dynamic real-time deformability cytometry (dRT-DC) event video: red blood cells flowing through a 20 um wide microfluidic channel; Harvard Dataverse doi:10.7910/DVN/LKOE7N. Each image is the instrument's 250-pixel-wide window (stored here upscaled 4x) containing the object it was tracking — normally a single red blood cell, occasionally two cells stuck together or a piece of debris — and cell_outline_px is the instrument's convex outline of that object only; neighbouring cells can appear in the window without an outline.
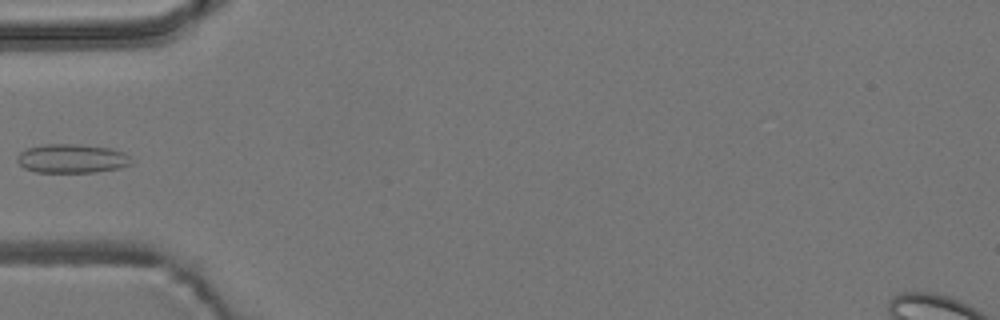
{"species": "common noctule bat (a hibernating species)", "species_latin": "Nyctalus noctula", "temperature_condition": "room temperature", "stored_images_in_passage": 6, "camera_frame_rate_fps": 3000, "um_per_image_px": 0.085, "animal": {"sex": "male", "body_mass_g": 19.2, "forearm_length_mm": 51.8}, "frame": {"image": 1, "passage_image": 5, "time_ms": 1.333, "image_size_px": [1000, 320], "cell_outline_px": [[132, 164], [120, 168], [96, 172], [36, 172], [24, 168], [16, 160], [16, 156], [20, 152], [28, 148], [44, 144], [80, 144], [112, 148], [124, 152], [132, 160]], "centroid_in_image_um": [6.12, 13.47], "position_along_channel_um": 78.9, "area_um2": 19.42}}
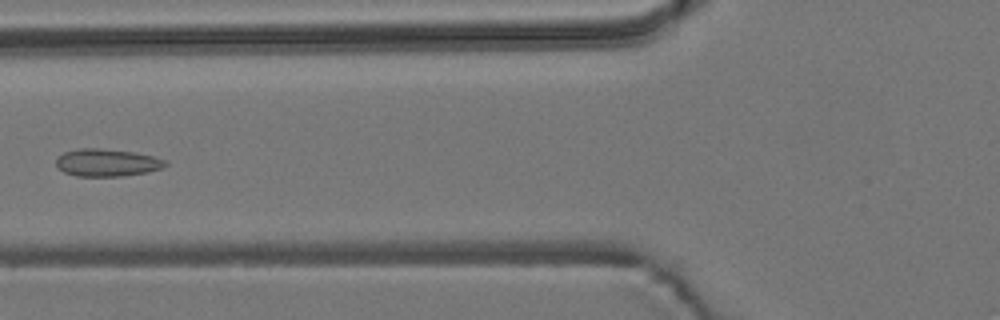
{"frame": {"image": 2, "passage_image": 6, "time_ms": 1.667, "image_size_px": [1000, 320], "cell_outline_px": [[168, 164], [160, 168], [148, 172], [124, 176], [76, 176], [64, 172], [56, 168], [56, 160], [64, 152], [80, 148], [100, 148], [132, 152], [152, 156], [168, 160]], "centroid_in_image_um": [9.09, 13.83], "position_along_channel_um": 116.7, "area_um2": 17.51}}